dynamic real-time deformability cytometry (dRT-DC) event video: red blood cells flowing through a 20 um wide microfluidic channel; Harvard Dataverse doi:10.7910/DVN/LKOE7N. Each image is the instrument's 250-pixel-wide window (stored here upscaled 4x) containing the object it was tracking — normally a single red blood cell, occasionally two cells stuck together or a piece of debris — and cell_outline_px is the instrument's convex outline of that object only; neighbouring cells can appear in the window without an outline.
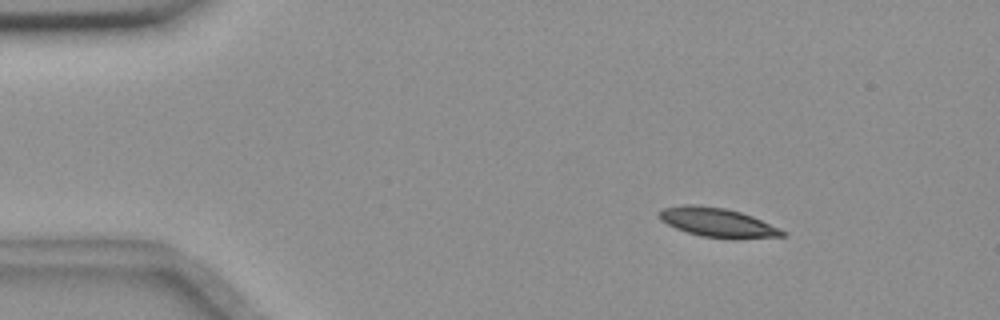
{"species": "common noctule bat (a hibernating species)", "species_latin": "Nyctalus noctula", "temperature_condition": "room temperature", "stored_images_in_passage": 7, "camera_frame_rate_fps": 3000, "um_per_image_px": 0.085, "animal": {"sex": "female", "body_mass_g": 18.4}, "frame": {"image": 1, "passage_image": 2, "time_ms": 2.0, "image_size_px": [1000, 320], "cell_outline_px": [[788, 232], [784, 236], [736, 240], [700, 236], [676, 228], [660, 220], [660, 212], [664, 208], [684, 204], [692, 204], [724, 208], [740, 212], [752, 216], [780, 228]], "centroid_in_image_um": [61.05, 18.93], "position_along_channel_um": 23.9, "area_um2": 21.04}}
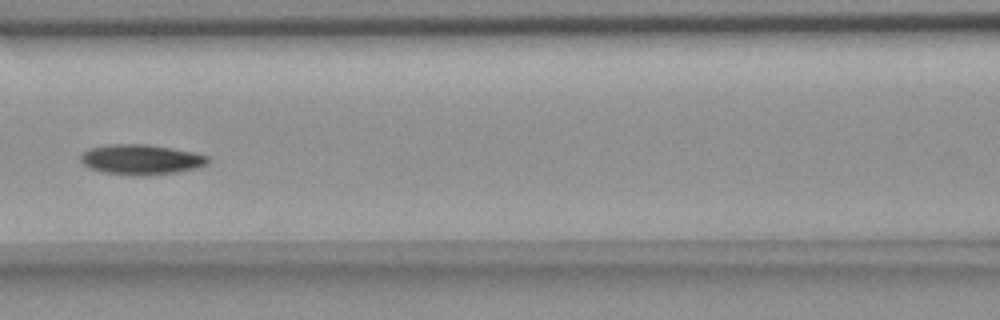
{"frame": {"image": 2, "passage_image": 7, "time_ms": 7.667, "image_size_px": [1000, 320], "cell_outline_px": [[212, 160], [208, 164], [196, 168], [176, 172], [140, 176], [132, 176], [104, 172], [88, 168], [80, 160], [80, 156], [88, 148], [108, 144], [148, 144], [192, 152], [208, 156]], "centroid_in_image_um": [11.98, 13.56], "position_along_channel_um": 154.6, "area_um2": 22.48}}